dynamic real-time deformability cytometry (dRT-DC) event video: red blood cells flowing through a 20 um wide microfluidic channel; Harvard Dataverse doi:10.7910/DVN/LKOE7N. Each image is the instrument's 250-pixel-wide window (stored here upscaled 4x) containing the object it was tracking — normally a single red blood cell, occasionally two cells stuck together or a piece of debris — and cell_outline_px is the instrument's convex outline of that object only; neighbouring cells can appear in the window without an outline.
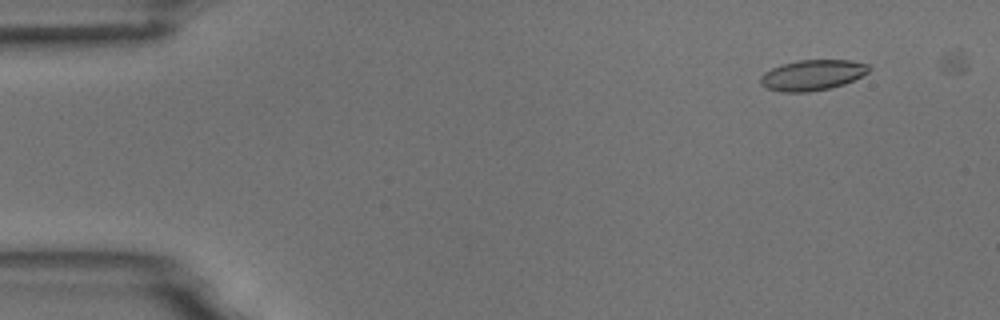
{"species": "common noctule bat (a hibernating species)", "species_latin": "Nyctalus noctula", "temperature_condition": "room temperature", "stored_images_in_passage": 49, "camera_frame_rate_fps": 3000, "um_per_image_px": 0.085, "animal": {"sex": "male", "body_mass_g": 18.8}, "frame": {"image": 1, "passage_image": 5, "time_ms": 1.333, "image_size_px": [1000, 320], "cell_outline_px": [[872, 68], [868, 72], [844, 84], [828, 88], [808, 92], [780, 92], [768, 88], [760, 84], [760, 76], [764, 72], [780, 64], [800, 60], [852, 60], [868, 64]], "centroid_in_image_um": [69.04, 6.37], "position_along_channel_um": 16.0, "area_um2": 19.31}}
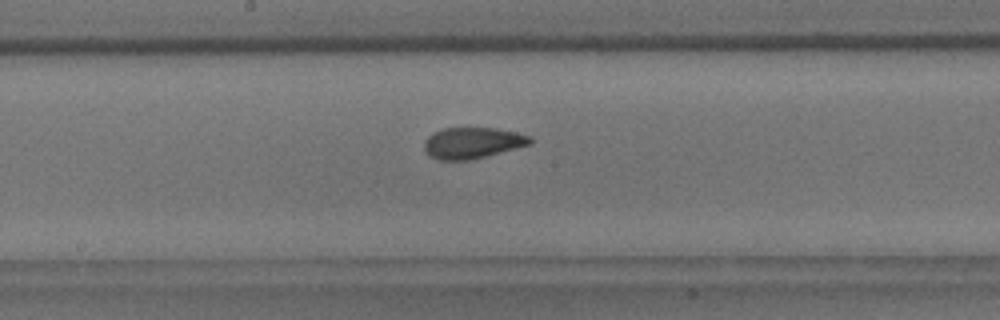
{"frame": {"image": 2, "passage_image": 29, "time_ms": 9.333, "image_size_px": [1000, 320], "cell_outline_px": [[532, 144], [468, 160], [440, 160], [428, 156], [424, 152], [424, 140], [432, 132], [444, 128], [496, 128], [516, 132], [532, 136]], "centroid_in_image_um": [40.13, 12.14], "position_along_channel_um": 208.1, "area_um2": 19.31}}
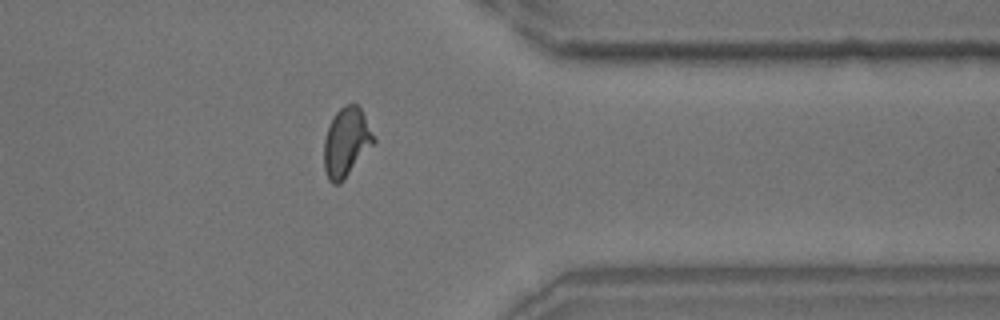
{"frame": {"image": 3, "passage_image": 44, "time_ms": 14.333, "image_size_px": [1000, 320], "cell_outline_px": [[376, 140], [344, 180], [340, 184], [332, 184], [328, 180], [324, 168], [324, 140], [328, 128], [336, 112], [344, 104], [356, 104], [360, 108]], "centroid_in_image_um": [29.41, 12.12], "position_along_channel_um": 382.0, "area_um2": 19.71}}